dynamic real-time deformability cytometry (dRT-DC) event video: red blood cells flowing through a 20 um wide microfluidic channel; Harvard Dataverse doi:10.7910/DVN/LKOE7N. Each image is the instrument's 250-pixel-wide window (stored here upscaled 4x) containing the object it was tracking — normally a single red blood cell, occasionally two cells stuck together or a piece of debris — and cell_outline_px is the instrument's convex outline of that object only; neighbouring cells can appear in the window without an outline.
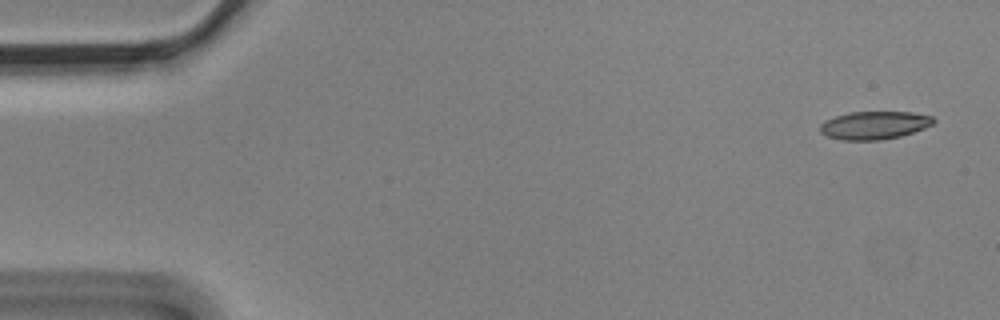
{"species": "Egyptian fruit bat (a non-hibernating species)", "species_latin": "Rousettus aegyptiacus", "temperature_condition": "cold", "stored_images_in_passage": 4, "camera_frame_rate_fps": 3000, "um_per_image_px": 0.085, "animal": {"sex": "male"}, "frame": {"image": 1, "passage_image": 1, "time_ms": 0.0, "image_size_px": [1000, 320], "cell_outline_px": [[936, 120], [932, 124], [924, 128], [900, 136], [880, 140], [840, 140], [824, 136], [820, 132], [820, 124], [824, 120], [848, 112], [912, 112], [932, 116]], "centroid_in_image_um": [74.27, 10.65], "position_along_channel_um": 10.7, "area_um2": 18.61}}
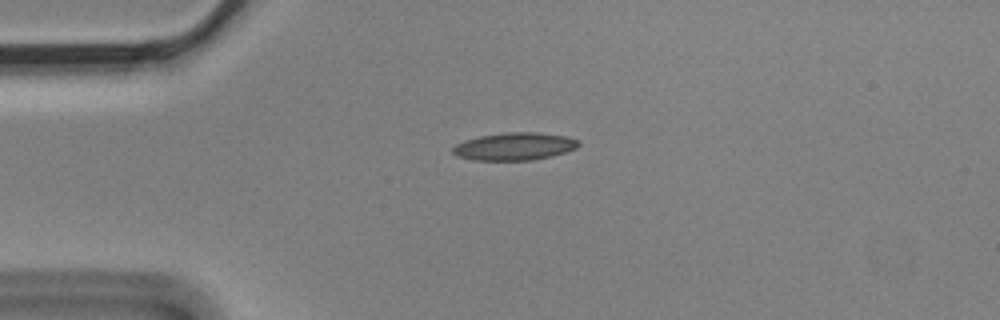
{"frame": {"image": 2, "passage_image": 4, "time_ms": 1.0, "image_size_px": [1000, 320], "cell_outline_px": [[580, 144], [576, 148], [552, 156], [532, 160], [472, 160], [456, 156], [452, 152], [452, 148], [456, 144], [464, 140], [480, 136], [508, 132], [536, 132], [564, 136], [580, 140]], "centroid_in_image_um": [43.71, 12.45], "position_along_channel_um": 41.3, "area_um2": 20.23}}